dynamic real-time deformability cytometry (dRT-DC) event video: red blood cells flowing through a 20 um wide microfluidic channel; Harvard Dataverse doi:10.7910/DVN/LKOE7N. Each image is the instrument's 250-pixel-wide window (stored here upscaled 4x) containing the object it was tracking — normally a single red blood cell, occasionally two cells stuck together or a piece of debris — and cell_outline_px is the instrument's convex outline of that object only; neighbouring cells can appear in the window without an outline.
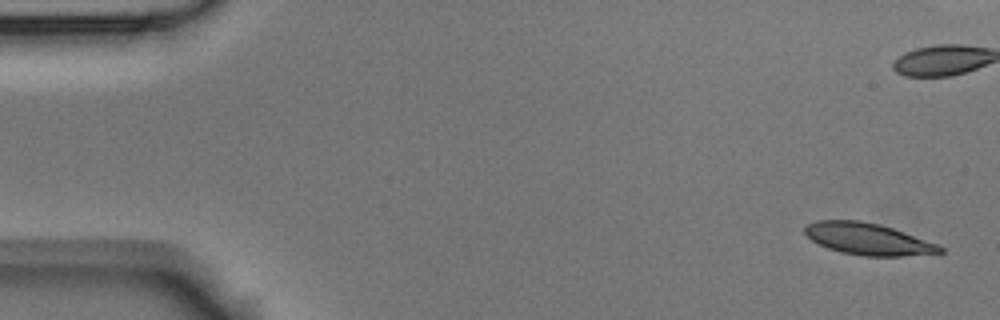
{"species": "Egyptian fruit bat (a non-hibernating species)", "species_latin": "Rousettus aegyptiacus", "temperature_condition": "room temperature", "stored_images_in_passage": 11, "camera_frame_rate_fps": 3000, "um_per_image_px": 0.085, "animal": {"sex": "male"}, "frame": {"image": 1, "passage_image": 1, "time_ms": 0.0, "image_size_px": [1000, 320], "cell_outline_px": [[944, 252], [900, 256], [864, 256], [840, 252], [828, 248], [812, 240], [804, 232], [804, 228], [808, 224], [816, 220], [860, 220], [880, 224], [940, 244], [944, 248]], "centroid_in_image_um": [73.79, 20.31], "position_along_channel_um": 11.2, "area_um2": 24.97}}
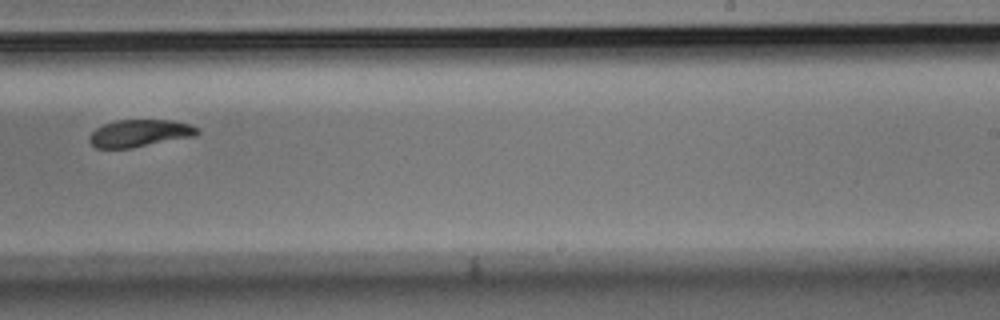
{"frame": {"image": 2, "passage_image": 11, "time_ms": 3.333, "image_size_px": [1000, 320], "cell_outline_px": [[200, 132], [196, 136], [132, 148], [96, 148], [88, 140], [88, 136], [96, 128], [104, 124], [116, 120], [172, 120], [192, 124], [200, 128]], "centroid_in_image_um": [11.91, 11.32], "position_along_channel_um": 277.1, "area_um2": 17.4}}